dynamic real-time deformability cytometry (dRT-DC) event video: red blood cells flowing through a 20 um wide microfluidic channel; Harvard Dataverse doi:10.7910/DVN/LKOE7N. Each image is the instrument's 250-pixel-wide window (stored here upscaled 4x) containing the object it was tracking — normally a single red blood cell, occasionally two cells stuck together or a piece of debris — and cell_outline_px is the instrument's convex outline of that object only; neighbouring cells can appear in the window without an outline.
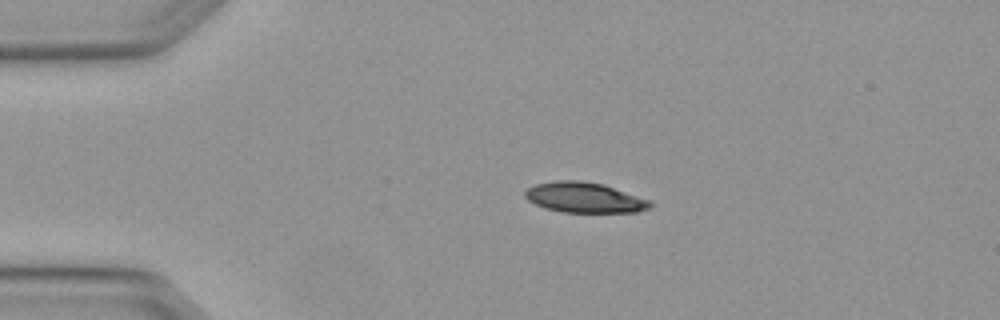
{"species": "Egyptian fruit bat (a non-hibernating species)", "species_latin": "Rousettus aegyptiacus", "temperature_condition": "warm", "stored_images_in_passage": 3, "camera_frame_rate_fps": 3000, "um_per_image_px": 0.085, "animal": {"sex": "female"}, "frame": {"image": 1, "passage_image": 2, "time_ms": 0.333, "image_size_px": [1000, 320], "cell_outline_px": [[652, 204], [648, 208], [636, 212], [564, 212], [544, 208], [528, 200], [524, 196], [524, 192], [528, 188], [536, 184], [556, 180], [580, 180], [604, 184], [648, 200]], "centroid_in_image_um": [49.63, 16.78], "position_along_channel_um": 35.4, "area_um2": 21.91}}